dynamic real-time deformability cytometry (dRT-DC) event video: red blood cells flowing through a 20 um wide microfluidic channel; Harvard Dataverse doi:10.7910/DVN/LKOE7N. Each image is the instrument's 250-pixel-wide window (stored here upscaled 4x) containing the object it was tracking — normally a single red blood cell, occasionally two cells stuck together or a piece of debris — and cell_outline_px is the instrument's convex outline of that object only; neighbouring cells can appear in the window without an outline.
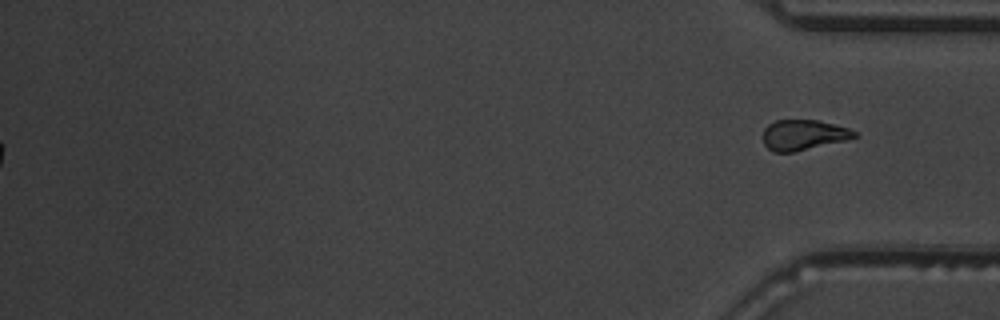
{"species": "common noctule bat (a hibernating species)", "species_latin": "Nyctalus noctula", "temperature_condition": "warm", "stored_images_in_passage": 50, "segment_of_instrument_passage": [2, 2], "camera_frame_rate_fps": 3000, "um_per_image_px": 0.085, "animal": {"sex": "male", "body_mass_g": 19.5, "forearm_length_mm": 54.6}, "frame": {"image": 1, "passage_image": 50, "time_ms": 16.333, "image_size_px": [1000, 320], "cell_outline_px": [[856, 136], [844, 140], [792, 152], [772, 152], [764, 144], [764, 128], [768, 124], [776, 120], [816, 120], [848, 128], [856, 132]], "centroid_in_image_um": [68.24, 11.46], "position_along_channel_um": 367.0, "area_um2": 15.78}}